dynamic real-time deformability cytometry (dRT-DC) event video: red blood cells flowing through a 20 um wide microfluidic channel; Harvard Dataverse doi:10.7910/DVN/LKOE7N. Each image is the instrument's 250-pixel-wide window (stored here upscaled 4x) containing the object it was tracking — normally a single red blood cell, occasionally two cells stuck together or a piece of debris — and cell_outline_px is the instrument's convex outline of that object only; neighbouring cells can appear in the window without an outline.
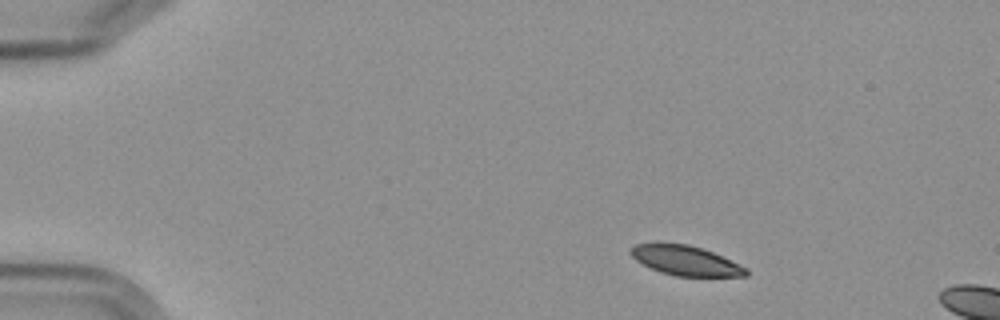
{"species": "Egyptian fruit bat (a non-hibernating species)", "species_latin": "Rousettus aegyptiacus", "temperature_condition": "cold", "stored_images_in_passage": 3, "camera_frame_rate_fps": 3000, "um_per_image_px": 0.085, "frame": {"image": 1, "passage_image": 1, "time_ms": 0.0, "image_size_px": [1000, 320], "cell_outline_px": [[748, 276], [676, 276], [660, 272], [636, 260], [628, 252], [636, 244], [660, 240], [688, 244], [712, 252], [748, 268]], "centroid_in_image_um": [58.22, 22.11], "position_along_channel_um": 26.8, "area_um2": 20.29}}